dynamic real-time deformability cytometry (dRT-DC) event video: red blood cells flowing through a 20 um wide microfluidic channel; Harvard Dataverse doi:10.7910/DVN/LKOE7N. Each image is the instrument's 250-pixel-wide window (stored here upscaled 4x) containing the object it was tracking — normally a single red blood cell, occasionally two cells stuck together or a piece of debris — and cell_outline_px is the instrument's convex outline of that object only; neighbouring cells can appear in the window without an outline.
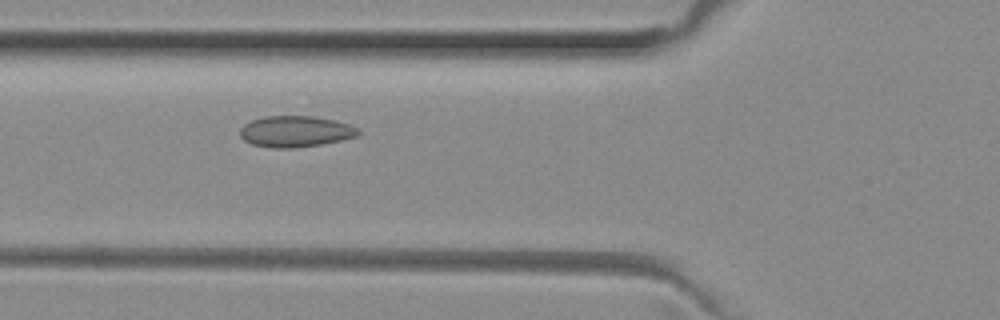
{"species": "common noctule bat (a hibernating species)", "species_latin": "Nyctalus noctula", "temperature_condition": "room temperature", "stored_images_in_passage": 50, "camera_frame_rate_fps": 3000, "um_per_image_px": 0.085, "animal": {"sex": "female", "body_mass_g": 29.2, "forearm_length_mm": 56.3}, "frame": {"image": 1, "passage_image": 17, "time_ms": 5.333, "image_size_px": [1000, 320], "cell_outline_px": [[360, 136], [320, 144], [296, 148], [272, 148], [252, 144], [244, 140], [240, 136], [240, 128], [244, 124], [252, 120], [264, 116], [312, 116], [336, 120], [348, 124], [356, 128], [360, 132]], "centroid_in_image_um": [25.1, 11.17], "position_along_channel_um": 100.7, "area_um2": 21.5}}
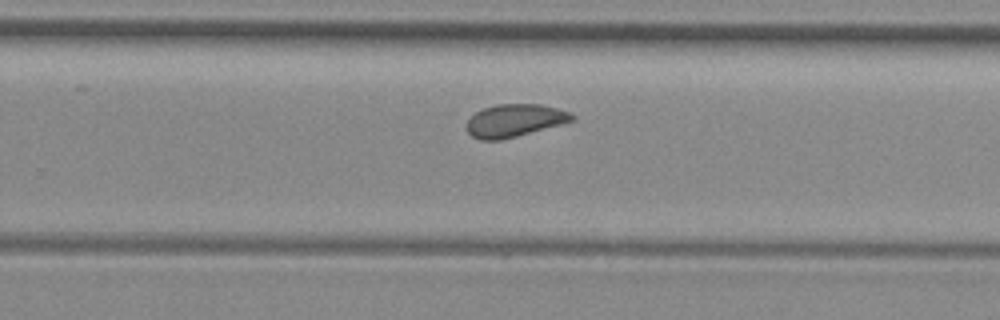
{"frame": {"image": 2, "passage_image": 31, "time_ms": 10.0, "image_size_px": [1000, 320], "cell_outline_px": [[576, 116], [572, 120], [560, 124], [516, 136], [500, 140], [480, 140], [472, 136], [468, 132], [468, 120], [476, 112], [484, 108], [496, 104], [540, 104], [572, 112]], "centroid_in_image_um": [43.74, 10.23], "position_along_channel_um": 286.1, "area_um2": 19.77}}
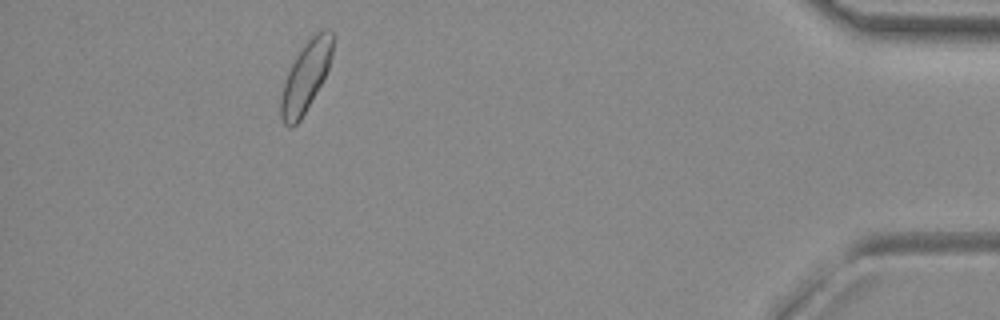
{"frame": {"image": 3, "passage_image": 45, "time_ms": 14.667, "image_size_px": [1000, 320], "cell_outline_px": [[332, 56], [328, 68], [320, 84], [300, 120], [292, 128], [288, 128], [284, 124], [280, 116], [280, 100], [284, 84], [288, 72], [300, 48], [316, 32], [324, 28], [328, 28], [332, 32]], "centroid_in_image_um": [25.97, 6.51], "position_along_channel_um": 409.2, "area_um2": 20.75}, "authors_computed_cell_mechanics": {"area_um2": 20.7502, "velocity_mm_per_s": 3.98, "shape_relaxation_time_tau1_ms": null, "shape_relaxation_time_tau2_ms": 1.1442, "deformation_change_tau1": null, "deformation_change_tau2": 0.0566}}